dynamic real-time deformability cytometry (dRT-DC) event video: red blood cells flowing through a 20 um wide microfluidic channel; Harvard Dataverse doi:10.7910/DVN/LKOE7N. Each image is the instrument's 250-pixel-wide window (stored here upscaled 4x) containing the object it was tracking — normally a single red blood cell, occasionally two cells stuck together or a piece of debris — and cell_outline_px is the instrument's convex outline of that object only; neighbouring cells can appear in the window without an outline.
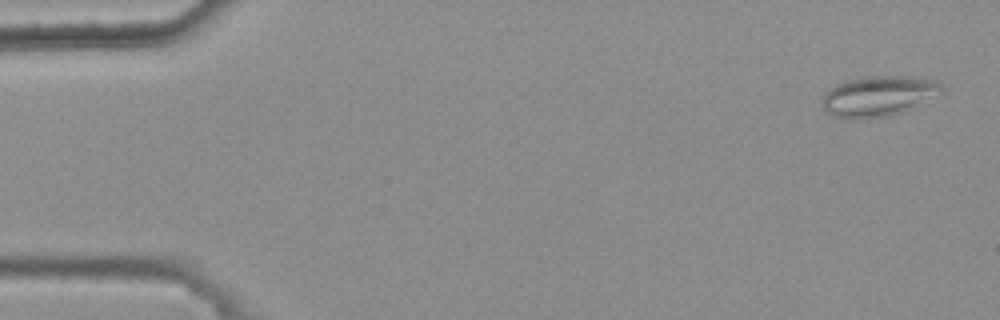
{"species": "common noctule bat (a hibernating species)", "species_latin": "Nyctalus noctula", "temperature_condition": "warm", "stored_images_in_passage": 47, "camera_frame_rate_fps": 3000, "um_per_image_px": 0.085, "animal": {"sex": "female", "body_mass_g": 25.1}, "frame": {"image": 1, "passage_image": 2, "time_ms": 0.333, "image_size_px": [1000, 320], "cell_outline_px": [[944, 92], [912, 108], [888, 116], [832, 116], [824, 108], [820, 100], [828, 88], [844, 80], [864, 76], [912, 76], [936, 80], [944, 88]], "centroid_in_image_um": [74.69, 8.1], "position_along_channel_um": 10.3, "area_um2": 27.8}}
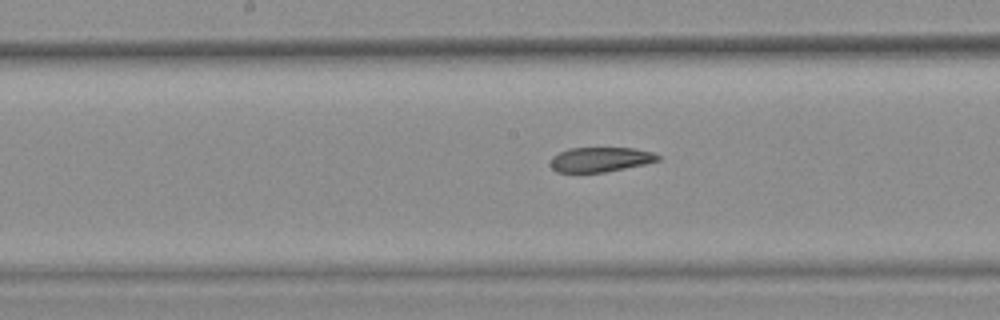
{"frame": {"image": 2, "passage_image": 27, "time_ms": 8.667, "image_size_px": [1000, 320], "cell_outline_px": [[660, 160], [644, 164], [604, 172], [556, 172], [548, 164], [552, 156], [568, 148], [636, 148], [652, 152], [660, 156]], "centroid_in_image_um": [51.0, 13.55], "position_along_channel_um": 197.2, "area_um2": 15.49}}
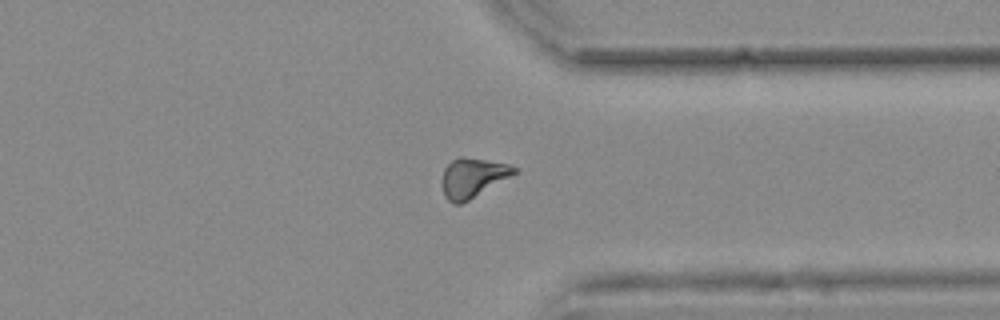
{"frame": {"image": 3, "passage_image": 41, "time_ms": 13.333, "image_size_px": [1000, 320], "cell_outline_px": [[520, 172], [468, 200], [460, 204], [452, 204], [444, 196], [444, 168], [452, 160], [460, 156], [508, 164], [520, 168]], "centroid_in_image_um": [40.25, 15.1], "position_along_channel_um": 371.2, "area_um2": 16.42}, "authors_computed_cell_mechanics": {"area_um2": 17.1666, "velocity_mm_per_s": 3.7651, "shape_relaxation_time_tau1_ms": null, "shape_relaxation_time_tau2_ms": 6.2493, "deformation_change_tau1": null, "deformation_change_tau2": 0.1601}}